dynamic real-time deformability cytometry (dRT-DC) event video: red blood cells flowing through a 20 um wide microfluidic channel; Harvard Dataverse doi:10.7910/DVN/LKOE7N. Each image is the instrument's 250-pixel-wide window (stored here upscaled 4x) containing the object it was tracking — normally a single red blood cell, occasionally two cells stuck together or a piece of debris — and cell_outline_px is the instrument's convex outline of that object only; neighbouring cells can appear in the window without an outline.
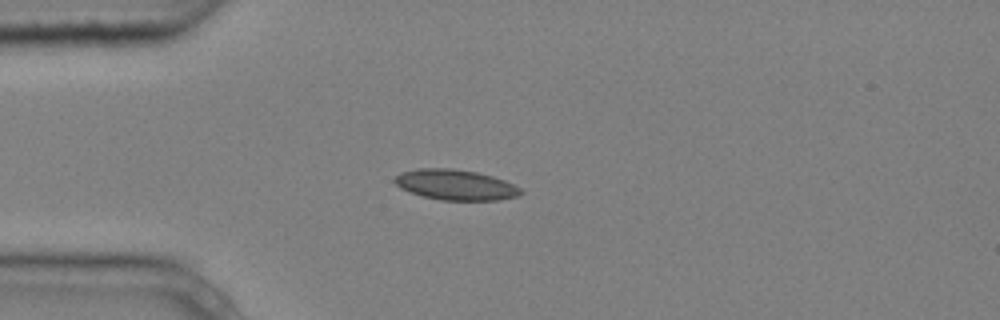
{"species": "common noctule bat (a hibernating species)", "species_latin": "Nyctalus noctula", "temperature_condition": "cold", "stored_images_in_passage": 4, "camera_frame_rate_fps": 3000, "um_per_image_px": 0.085, "animal": {"sex": "male", "body_mass_g": 20.4}, "frame": {"image": 1, "passage_image": 4, "time_ms": 1.0, "image_size_px": [1000, 320], "cell_outline_px": [[524, 192], [516, 196], [500, 200], [440, 200], [420, 196], [400, 188], [392, 180], [400, 172], [416, 168], [452, 168], [476, 172], [492, 176], [504, 180], [520, 188]], "centroid_in_image_um": [38.67, 15.7], "position_along_channel_um": 46.3, "area_um2": 22.48}}